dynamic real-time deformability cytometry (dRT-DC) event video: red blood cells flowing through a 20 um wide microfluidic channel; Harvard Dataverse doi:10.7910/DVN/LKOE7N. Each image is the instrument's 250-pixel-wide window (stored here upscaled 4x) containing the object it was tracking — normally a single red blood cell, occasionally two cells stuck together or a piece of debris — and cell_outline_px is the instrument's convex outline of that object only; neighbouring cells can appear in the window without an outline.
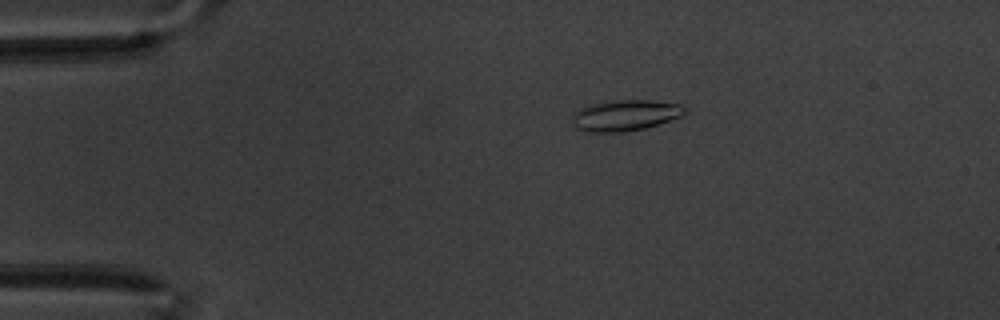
{"species": "common noctule bat (a hibernating species)", "species_latin": "Nyctalus noctula", "temperature_condition": "warm", "stored_images_in_passage": 53, "camera_frame_rate_fps": 3000, "um_per_image_px": 0.085, "animal": {"sex": "male", "body_mass_g": 20.1, "forearm_length_mm": 53.5}, "frame": {"image": 1, "passage_image": 5, "time_ms": 1.333, "image_size_px": [1000, 320], "cell_outline_px": [[688, 112], [680, 116], [644, 128], [624, 132], [584, 132], [572, 128], [572, 116], [580, 108], [588, 104], [616, 100], [652, 100], [680, 104], [688, 108]], "centroid_in_image_um": [53.09, 9.8], "position_along_channel_um": 31.9, "area_um2": 20.52}}
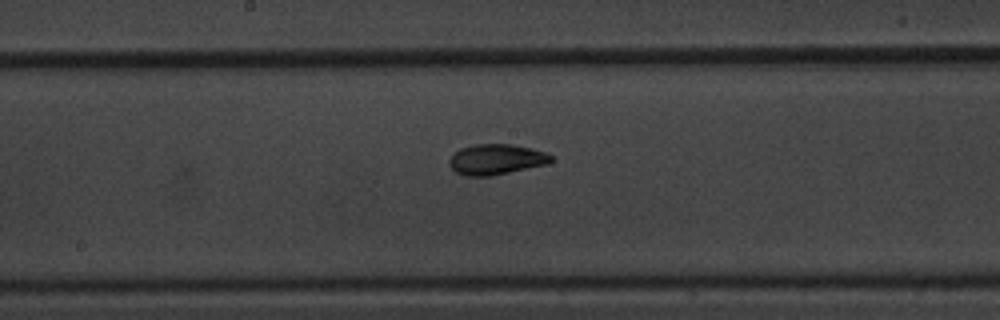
{"frame": {"image": 2, "passage_image": 25, "time_ms": 8.0, "image_size_px": [1000, 320], "cell_outline_px": [[552, 160], [548, 164], [492, 176], [464, 176], [456, 172], [448, 164], [448, 160], [460, 148], [476, 144], [512, 144], [532, 148], [548, 152], [552, 156]], "centroid_in_image_um": [42.2, 13.55], "position_along_channel_um": 206.0, "area_um2": 18.26}}
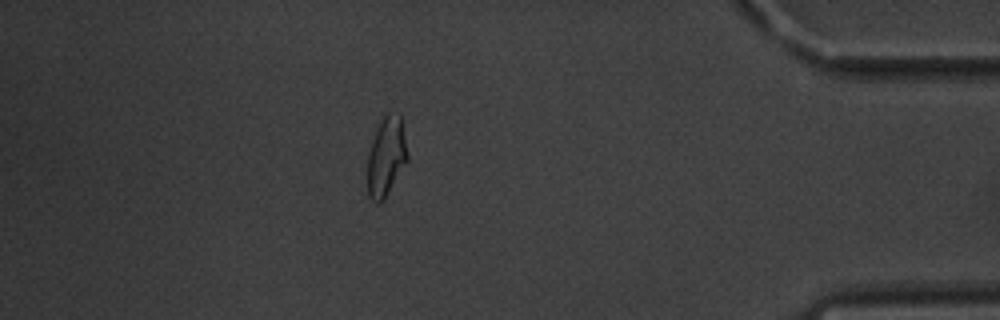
{"frame": {"image": 3, "passage_image": 46, "time_ms": 15.0, "image_size_px": [1000, 320], "cell_outline_px": [[408, 160], [384, 200], [380, 204], [376, 204], [368, 196], [368, 152], [376, 128], [380, 120], [388, 112], [400, 116], [408, 156]], "centroid_in_image_um": [32.81, 13.35], "position_along_channel_um": 402.4, "area_um2": 18.38}, "authors_computed_cell_mechanics": {"area_um2": 17.8602, "velocity_mm_per_s": 3.3751, "shape_relaxation_time_tau1_ms": 4.9066, "shape_relaxation_time_tau2_ms": 2.3209, "deformation_change_tau1": 0.1679, "deformation_change_tau2": 0.0469}}